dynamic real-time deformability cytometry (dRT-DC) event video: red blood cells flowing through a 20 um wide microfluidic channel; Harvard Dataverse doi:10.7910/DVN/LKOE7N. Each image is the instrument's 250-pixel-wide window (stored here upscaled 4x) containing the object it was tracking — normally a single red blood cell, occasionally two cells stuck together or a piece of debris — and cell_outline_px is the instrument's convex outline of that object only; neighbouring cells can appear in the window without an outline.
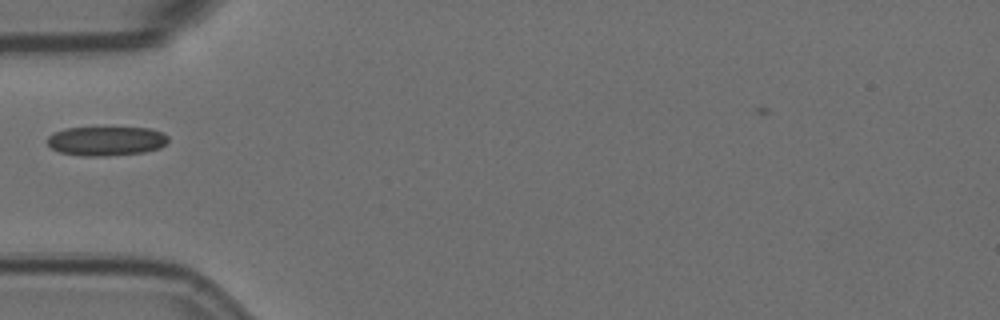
{"species": "Egyptian fruit bat (a non-hibernating species)", "species_latin": "Rousettus aegyptiacus", "temperature_condition": "room temperature", "stored_images_in_passage": 13, "camera_frame_rate_fps": 3000, "um_per_image_px": 0.085, "animal": {"sex": "female"}, "frame": {"image": 1, "passage_image": 1, "time_ms": 0.0, "image_size_px": [1000, 320], "cell_outline_px": [[168, 140], [160, 148], [144, 152], [108, 156], [80, 156], [60, 152], [52, 148], [48, 144], [48, 136], [64, 128], [152, 128], [168, 136]], "centroid_in_image_um": [9.03, 11.99], "position_along_channel_um": 76.0, "area_um2": 20.52}}
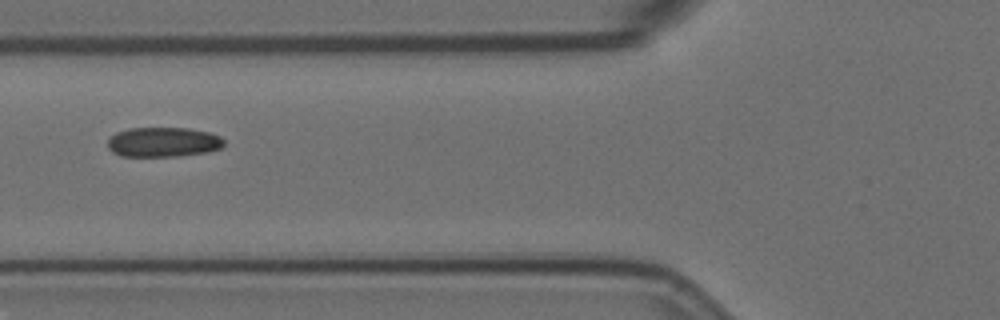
{"frame": {"image": 2, "passage_image": 4, "time_ms": 1.0, "image_size_px": [1000, 320], "cell_outline_px": [[224, 144], [220, 148], [208, 152], [180, 156], [120, 156], [112, 152], [108, 148], [108, 136], [116, 132], [128, 128], [188, 128], [212, 132], [220, 136], [224, 140]], "centroid_in_image_um": [13.86, 12.07], "position_along_channel_um": 111.9, "area_um2": 20.46}}
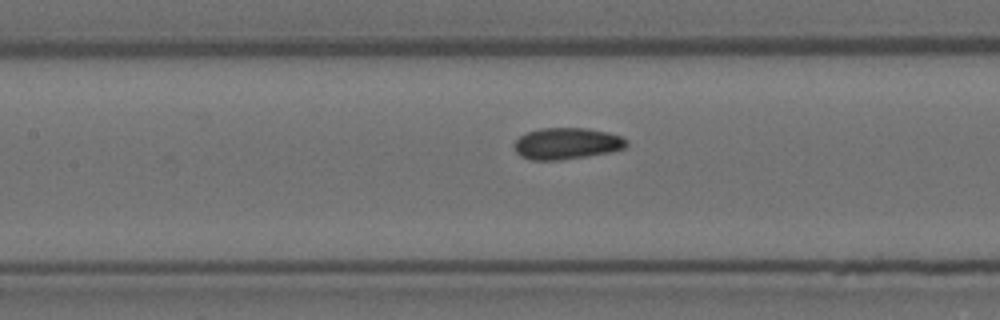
{"frame": {"image": 3, "passage_image": 8, "time_ms": 2.333, "image_size_px": [1000, 320], "cell_outline_px": [[628, 144], [624, 148], [608, 152], [588, 156], [560, 160], [532, 160], [520, 156], [516, 152], [516, 140], [520, 136], [528, 132], [540, 128], [588, 128], [608, 132], [620, 136], [628, 140]], "centroid_in_image_um": [48.19, 12.2], "position_along_channel_um": 159.2, "area_um2": 20.52}}